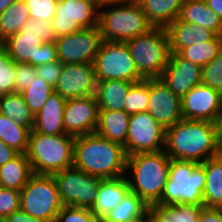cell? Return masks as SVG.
Masks as SVG:
<instances>
[{
    "mask_svg": "<svg viewBox=\"0 0 222 222\" xmlns=\"http://www.w3.org/2000/svg\"><path fill=\"white\" fill-rule=\"evenodd\" d=\"M75 137L29 133L27 158L34 174L52 175L73 166Z\"/></svg>",
    "mask_w": 222,
    "mask_h": 222,
    "instance_id": "4",
    "label": "cell"
},
{
    "mask_svg": "<svg viewBox=\"0 0 222 222\" xmlns=\"http://www.w3.org/2000/svg\"><path fill=\"white\" fill-rule=\"evenodd\" d=\"M210 10L222 19V0H204Z\"/></svg>",
    "mask_w": 222,
    "mask_h": 222,
    "instance_id": "49",
    "label": "cell"
},
{
    "mask_svg": "<svg viewBox=\"0 0 222 222\" xmlns=\"http://www.w3.org/2000/svg\"><path fill=\"white\" fill-rule=\"evenodd\" d=\"M133 82L125 80L97 81L95 96L99 110H124V101Z\"/></svg>",
    "mask_w": 222,
    "mask_h": 222,
    "instance_id": "26",
    "label": "cell"
},
{
    "mask_svg": "<svg viewBox=\"0 0 222 222\" xmlns=\"http://www.w3.org/2000/svg\"><path fill=\"white\" fill-rule=\"evenodd\" d=\"M0 222H45V221L38 218H34L20 209L16 212H13L11 215L4 217Z\"/></svg>",
    "mask_w": 222,
    "mask_h": 222,
    "instance_id": "46",
    "label": "cell"
},
{
    "mask_svg": "<svg viewBox=\"0 0 222 222\" xmlns=\"http://www.w3.org/2000/svg\"><path fill=\"white\" fill-rule=\"evenodd\" d=\"M56 3H62V2H64V1H66V0H54Z\"/></svg>",
    "mask_w": 222,
    "mask_h": 222,
    "instance_id": "54",
    "label": "cell"
},
{
    "mask_svg": "<svg viewBox=\"0 0 222 222\" xmlns=\"http://www.w3.org/2000/svg\"><path fill=\"white\" fill-rule=\"evenodd\" d=\"M201 164L204 166L206 175L203 205L220 208L222 206V153Z\"/></svg>",
    "mask_w": 222,
    "mask_h": 222,
    "instance_id": "29",
    "label": "cell"
},
{
    "mask_svg": "<svg viewBox=\"0 0 222 222\" xmlns=\"http://www.w3.org/2000/svg\"><path fill=\"white\" fill-rule=\"evenodd\" d=\"M97 222H112V221H109V220L106 219L105 217H101V218H98V219H97Z\"/></svg>",
    "mask_w": 222,
    "mask_h": 222,
    "instance_id": "53",
    "label": "cell"
},
{
    "mask_svg": "<svg viewBox=\"0 0 222 222\" xmlns=\"http://www.w3.org/2000/svg\"><path fill=\"white\" fill-rule=\"evenodd\" d=\"M65 104L66 100L54 91L35 115L32 130L46 135L66 134L63 125Z\"/></svg>",
    "mask_w": 222,
    "mask_h": 222,
    "instance_id": "21",
    "label": "cell"
},
{
    "mask_svg": "<svg viewBox=\"0 0 222 222\" xmlns=\"http://www.w3.org/2000/svg\"><path fill=\"white\" fill-rule=\"evenodd\" d=\"M170 52L178 53L182 48L211 40L216 34L197 24L174 20L166 27Z\"/></svg>",
    "mask_w": 222,
    "mask_h": 222,
    "instance_id": "20",
    "label": "cell"
},
{
    "mask_svg": "<svg viewBox=\"0 0 222 222\" xmlns=\"http://www.w3.org/2000/svg\"><path fill=\"white\" fill-rule=\"evenodd\" d=\"M178 18L210 29L216 35L222 36V19L210 10L204 0H184Z\"/></svg>",
    "mask_w": 222,
    "mask_h": 222,
    "instance_id": "24",
    "label": "cell"
},
{
    "mask_svg": "<svg viewBox=\"0 0 222 222\" xmlns=\"http://www.w3.org/2000/svg\"><path fill=\"white\" fill-rule=\"evenodd\" d=\"M30 18L41 21H50L54 18L58 3L54 0H23Z\"/></svg>",
    "mask_w": 222,
    "mask_h": 222,
    "instance_id": "39",
    "label": "cell"
},
{
    "mask_svg": "<svg viewBox=\"0 0 222 222\" xmlns=\"http://www.w3.org/2000/svg\"><path fill=\"white\" fill-rule=\"evenodd\" d=\"M214 123L216 127L217 146L219 151L222 153V104Z\"/></svg>",
    "mask_w": 222,
    "mask_h": 222,
    "instance_id": "48",
    "label": "cell"
},
{
    "mask_svg": "<svg viewBox=\"0 0 222 222\" xmlns=\"http://www.w3.org/2000/svg\"><path fill=\"white\" fill-rule=\"evenodd\" d=\"M63 66L64 64L59 60L39 65L35 67L36 75L41 77L51 86L55 87L59 81L60 75L62 74Z\"/></svg>",
    "mask_w": 222,
    "mask_h": 222,
    "instance_id": "42",
    "label": "cell"
},
{
    "mask_svg": "<svg viewBox=\"0 0 222 222\" xmlns=\"http://www.w3.org/2000/svg\"><path fill=\"white\" fill-rule=\"evenodd\" d=\"M149 103V79L134 83L128 90L124 111L129 115L147 111Z\"/></svg>",
    "mask_w": 222,
    "mask_h": 222,
    "instance_id": "36",
    "label": "cell"
},
{
    "mask_svg": "<svg viewBox=\"0 0 222 222\" xmlns=\"http://www.w3.org/2000/svg\"><path fill=\"white\" fill-rule=\"evenodd\" d=\"M165 152L171 159L204 161L221 154L214 122L182 119L166 129Z\"/></svg>",
    "mask_w": 222,
    "mask_h": 222,
    "instance_id": "1",
    "label": "cell"
},
{
    "mask_svg": "<svg viewBox=\"0 0 222 222\" xmlns=\"http://www.w3.org/2000/svg\"><path fill=\"white\" fill-rule=\"evenodd\" d=\"M53 92L54 87L36 75L30 82L29 87L21 94L31 112L36 115Z\"/></svg>",
    "mask_w": 222,
    "mask_h": 222,
    "instance_id": "35",
    "label": "cell"
},
{
    "mask_svg": "<svg viewBox=\"0 0 222 222\" xmlns=\"http://www.w3.org/2000/svg\"><path fill=\"white\" fill-rule=\"evenodd\" d=\"M29 18V11L23 0H16L0 12V41L3 42L19 32Z\"/></svg>",
    "mask_w": 222,
    "mask_h": 222,
    "instance_id": "32",
    "label": "cell"
},
{
    "mask_svg": "<svg viewBox=\"0 0 222 222\" xmlns=\"http://www.w3.org/2000/svg\"><path fill=\"white\" fill-rule=\"evenodd\" d=\"M222 48V36L215 35L211 40L182 48L177 54L203 67L211 62Z\"/></svg>",
    "mask_w": 222,
    "mask_h": 222,
    "instance_id": "34",
    "label": "cell"
},
{
    "mask_svg": "<svg viewBox=\"0 0 222 222\" xmlns=\"http://www.w3.org/2000/svg\"><path fill=\"white\" fill-rule=\"evenodd\" d=\"M148 211L149 205L129 190L122 201L105 218L112 222H131L144 216Z\"/></svg>",
    "mask_w": 222,
    "mask_h": 222,
    "instance_id": "31",
    "label": "cell"
},
{
    "mask_svg": "<svg viewBox=\"0 0 222 222\" xmlns=\"http://www.w3.org/2000/svg\"><path fill=\"white\" fill-rule=\"evenodd\" d=\"M199 222H222V210L214 207H203Z\"/></svg>",
    "mask_w": 222,
    "mask_h": 222,
    "instance_id": "45",
    "label": "cell"
},
{
    "mask_svg": "<svg viewBox=\"0 0 222 222\" xmlns=\"http://www.w3.org/2000/svg\"><path fill=\"white\" fill-rule=\"evenodd\" d=\"M127 154L122 144L91 133L75 137L73 166L101 179L126 175Z\"/></svg>",
    "mask_w": 222,
    "mask_h": 222,
    "instance_id": "2",
    "label": "cell"
},
{
    "mask_svg": "<svg viewBox=\"0 0 222 222\" xmlns=\"http://www.w3.org/2000/svg\"><path fill=\"white\" fill-rule=\"evenodd\" d=\"M21 194L16 189L0 187V221L20 210Z\"/></svg>",
    "mask_w": 222,
    "mask_h": 222,
    "instance_id": "40",
    "label": "cell"
},
{
    "mask_svg": "<svg viewBox=\"0 0 222 222\" xmlns=\"http://www.w3.org/2000/svg\"><path fill=\"white\" fill-rule=\"evenodd\" d=\"M96 86L97 80L93 64H64L54 91L63 99L68 100L93 96Z\"/></svg>",
    "mask_w": 222,
    "mask_h": 222,
    "instance_id": "16",
    "label": "cell"
},
{
    "mask_svg": "<svg viewBox=\"0 0 222 222\" xmlns=\"http://www.w3.org/2000/svg\"><path fill=\"white\" fill-rule=\"evenodd\" d=\"M205 182V170L201 163L171 159L169 177L156 204L203 205Z\"/></svg>",
    "mask_w": 222,
    "mask_h": 222,
    "instance_id": "5",
    "label": "cell"
},
{
    "mask_svg": "<svg viewBox=\"0 0 222 222\" xmlns=\"http://www.w3.org/2000/svg\"><path fill=\"white\" fill-rule=\"evenodd\" d=\"M130 115L124 110H99L96 133L100 136L126 145Z\"/></svg>",
    "mask_w": 222,
    "mask_h": 222,
    "instance_id": "23",
    "label": "cell"
},
{
    "mask_svg": "<svg viewBox=\"0 0 222 222\" xmlns=\"http://www.w3.org/2000/svg\"><path fill=\"white\" fill-rule=\"evenodd\" d=\"M202 84L222 94V48L211 62L202 67Z\"/></svg>",
    "mask_w": 222,
    "mask_h": 222,
    "instance_id": "38",
    "label": "cell"
},
{
    "mask_svg": "<svg viewBox=\"0 0 222 222\" xmlns=\"http://www.w3.org/2000/svg\"><path fill=\"white\" fill-rule=\"evenodd\" d=\"M97 219L90 209L63 206L55 222H97Z\"/></svg>",
    "mask_w": 222,
    "mask_h": 222,
    "instance_id": "41",
    "label": "cell"
},
{
    "mask_svg": "<svg viewBox=\"0 0 222 222\" xmlns=\"http://www.w3.org/2000/svg\"><path fill=\"white\" fill-rule=\"evenodd\" d=\"M52 175L64 206L92 210L101 178L87 174L74 166Z\"/></svg>",
    "mask_w": 222,
    "mask_h": 222,
    "instance_id": "11",
    "label": "cell"
},
{
    "mask_svg": "<svg viewBox=\"0 0 222 222\" xmlns=\"http://www.w3.org/2000/svg\"><path fill=\"white\" fill-rule=\"evenodd\" d=\"M20 194V209L45 222H55L64 206L53 175L33 174Z\"/></svg>",
    "mask_w": 222,
    "mask_h": 222,
    "instance_id": "8",
    "label": "cell"
},
{
    "mask_svg": "<svg viewBox=\"0 0 222 222\" xmlns=\"http://www.w3.org/2000/svg\"><path fill=\"white\" fill-rule=\"evenodd\" d=\"M126 44L143 79L161 78L171 54L166 28L152 27Z\"/></svg>",
    "mask_w": 222,
    "mask_h": 222,
    "instance_id": "7",
    "label": "cell"
},
{
    "mask_svg": "<svg viewBox=\"0 0 222 222\" xmlns=\"http://www.w3.org/2000/svg\"><path fill=\"white\" fill-rule=\"evenodd\" d=\"M15 92L25 91L36 77L35 67L29 63H16Z\"/></svg>",
    "mask_w": 222,
    "mask_h": 222,
    "instance_id": "43",
    "label": "cell"
},
{
    "mask_svg": "<svg viewBox=\"0 0 222 222\" xmlns=\"http://www.w3.org/2000/svg\"><path fill=\"white\" fill-rule=\"evenodd\" d=\"M33 174L27 155L18 153L0 167V187L21 191Z\"/></svg>",
    "mask_w": 222,
    "mask_h": 222,
    "instance_id": "28",
    "label": "cell"
},
{
    "mask_svg": "<svg viewBox=\"0 0 222 222\" xmlns=\"http://www.w3.org/2000/svg\"><path fill=\"white\" fill-rule=\"evenodd\" d=\"M170 160L165 150L127 156L129 188L149 206L160 200L169 177Z\"/></svg>",
    "mask_w": 222,
    "mask_h": 222,
    "instance_id": "3",
    "label": "cell"
},
{
    "mask_svg": "<svg viewBox=\"0 0 222 222\" xmlns=\"http://www.w3.org/2000/svg\"><path fill=\"white\" fill-rule=\"evenodd\" d=\"M55 40L50 21L29 18L19 32L2 42V48L15 63H29L37 67L39 47Z\"/></svg>",
    "mask_w": 222,
    "mask_h": 222,
    "instance_id": "9",
    "label": "cell"
},
{
    "mask_svg": "<svg viewBox=\"0 0 222 222\" xmlns=\"http://www.w3.org/2000/svg\"><path fill=\"white\" fill-rule=\"evenodd\" d=\"M179 98L202 83V67L171 53L169 62L160 78Z\"/></svg>",
    "mask_w": 222,
    "mask_h": 222,
    "instance_id": "19",
    "label": "cell"
},
{
    "mask_svg": "<svg viewBox=\"0 0 222 222\" xmlns=\"http://www.w3.org/2000/svg\"><path fill=\"white\" fill-rule=\"evenodd\" d=\"M16 0H0V12L10 7Z\"/></svg>",
    "mask_w": 222,
    "mask_h": 222,
    "instance_id": "51",
    "label": "cell"
},
{
    "mask_svg": "<svg viewBox=\"0 0 222 222\" xmlns=\"http://www.w3.org/2000/svg\"><path fill=\"white\" fill-rule=\"evenodd\" d=\"M131 222H149V211L144 216L137 218Z\"/></svg>",
    "mask_w": 222,
    "mask_h": 222,
    "instance_id": "52",
    "label": "cell"
},
{
    "mask_svg": "<svg viewBox=\"0 0 222 222\" xmlns=\"http://www.w3.org/2000/svg\"><path fill=\"white\" fill-rule=\"evenodd\" d=\"M147 111L165 129L183 119L181 98L176 96L160 79H149Z\"/></svg>",
    "mask_w": 222,
    "mask_h": 222,
    "instance_id": "17",
    "label": "cell"
},
{
    "mask_svg": "<svg viewBox=\"0 0 222 222\" xmlns=\"http://www.w3.org/2000/svg\"><path fill=\"white\" fill-rule=\"evenodd\" d=\"M16 63L0 48V95L15 93Z\"/></svg>",
    "mask_w": 222,
    "mask_h": 222,
    "instance_id": "37",
    "label": "cell"
},
{
    "mask_svg": "<svg viewBox=\"0 0 222 222\" xmlns=\"http://www.w3.org/2000/svg\"><path fill=\"white\" fill-rule=\"evenodd\" d=\"M55 60H58L55 43H43L38 50L37 66L47 64Z\"/></svg>",
    "mask_w": 222,
    "mask_h": 222,
    "instance_id": "44",
    "label": "cell"
},
{
    "mask_svg": "<svg viewBox=\"0 0 222 222\" xmlns=\"http://www.w3.org/2000/svg\"><path fill=\"white\" fill-rule=\"evenodd\" d=\"M98 116L99 106L95 95L68 99L63 115L64 131L73 137L95 133Z\"/></svg>",
    "mask_w": 222,
    "mask_h": 222,
    "instance_id": "15",
    "label": "cell"
},
{
    "mask_svg": "<svg viewBox=\"0 0 222 222\" xmlns=\"http://www.w3.org/2000/svg\"><path fill=\"white\" fill-rule=\"evenodd\" d=\"M184 0H139L147 21L153 27L166 28L176 20Z\"/></svg>",
    "mask_w": 222,
    "mask_h": 222,
    "instance_id": "25",
    "label": "cell"
},
{
    "mask_svg": "<svg viewBox=\"0 0 222 222\" xmlns=\"http://www.w3.org/2000/svg\"><path fill=\"white\" fill-rule=\"evenodd\" d=\"M221 104L222 94L201 83L181 98L183 119L214 122Z\"/></svg>",
    "mask_w": 222,
    "mask_h": 222,
    "instance_id": "18",
    "label": "cell"
},
{
    "mask_svg": "<svg viewBox=\"0 0 222 222\" xmlns=\"http://www.w3.org/2000/svg\"><path fill=\"white\" fill-rule=\"evenodd\" d=\"M97 81L125 80L137 83L140 76L126 42H102L93 62Z\"/></svg>",
    "mask_w": 222,
    "mask_h": 222,
    "instance_id": "10",
    "label": "cell"
},
{
    "mask_svg": "<svg viewBox=\"0 0 222 222\" xmlns=\"http://www.w3.org/2000/svg\"><path fill=\"white\" fill-rule=\"evenodd\" d=\"M129 190L126 176L102 179L91 211L97 218L105 217L122 201Z\"/></svg>",
    "mask_w": 222,
    "mask_h": 222,
    "instance_id": "22",
    "label": "cell"
},
{
    "mask_svg": "<svg viewBox=\"0 0 222 222\" xmlns=\"http://www.w3.org/2000/svg\"><path fill=\"white\" fill-rule=\"evenodd\" d=\"M30 131L0 114V140L18 153H27Z\"/></svg>",
    "mask_w": 222,
    "mask_h": 222,
    "instance_id": "33",
    "label": "cell"
},
{
    "mask_svg": "<svg viewBox=\"0 0 222 222\" xmlns=\"http://www.w3.org/2000/svg\"><path fill=\"white\" fill-rule=\"evenodd\" d=\"M100 0H66L57 5L51 25L55 36L98 26Z\"/></svg>",
    "mask_w": 222,
    "mask_h": 222,
    "instance_id": "12",
    "label": "cell"
},
{
    "mask_svg": "<svg viewBox=\"0 0 222 222\" xmlns=\"http://www.w3.org/2000/svg\"><path fill=\"white\" fill-rule=\"evenodd\" d=\"M0 114L10 118L15 124L33 129L35 115L31 112L21 93L0 95Z\"/></svg>",
    "mask_w": 222,
    "mask_h": 222,
    "instance_id": "30",
    "label": "cell"
},
{
    "mask_svg": "<svg viewBox=\"0 0 222 222\" xmlns=\"http://www.w3.org/2000/svg\"><path fill=\"white\" fill-rule=\"evenodd\" d=\"M166 129L148 111L130 115L126 145L127 156L165 149Z\"/></svg>",
    "mask_w": 222,
    "mask_h": 222,
    "instance_id": "13",
    "label": "cell"
},
{
    "mask_svg": "<svg viewBox=\"0 0 222 222\" xmlns=\"http://www.w3.org/2000/svg\"><path fill=\"white\" fill-rule=\"evenodd\" d=\"M102 42V35L97 26L57 37L54 43L57 58L63 64H93Z\"/></svg>",
    "mask_w": 222,
    "mask_h": 222,
    "instance_id": "14",
    "label": "cell"
},
{
    "mask_svg": "<svg viewBox=\"0 0 222 222\" xmlns=\"http://www.w3.org/2000/svg\"><path fill=\"white\" fill-rule=\"evenodd\" d=\"M204 205H166L149 206V222H199Z\"/></svg>",
    "mask_w": 222,
    "mask_h": 222,
    "instance_id": "27",
    "label": "cell"
},
{
    "mask_svg": "<svg viewBox=\"0 0 222 222\" xmlns=\"http://www.w3.org/2000/svg\"><path fill=\"white\" fill-rule=\"evenodd\" d=\"M17 154V151L0 140V167L13 159Z\"/></svg>",
    "mask_w": 222,
    "mask_h": 222,
    "instance_id": "47",
    "label": "cell"
},
{
    "mask_svg": "<svg viewBox=\"0 0 222 222\" xmlns=\"http://www.w3.org/2000/svg\"><path fill=\"white\" fill-rule=\"evenodd\" d=\"M98 27L104 41L126 42L153 26L147 21L139 3H128L100 4Z\"/></svg>",
    "mask_w": 222,
    "mask_h": 222,
    "instance_id": "6",
    "label": "cell"
},
{
    "mask_svg": "<svg viewBox=\"0 0 222 222\" xmlns=\"http://www.w3.org/2000/svg\"><path fill=\"white\" fill-rule=\"evenodd\" d=\"M138 2L139 0H100V4H128Z\"/></svg>",
    "mask_w": 222,
    "mask_h": 222,
    "instance_id": "50",
    "label": "cell"
}]
</instances>
